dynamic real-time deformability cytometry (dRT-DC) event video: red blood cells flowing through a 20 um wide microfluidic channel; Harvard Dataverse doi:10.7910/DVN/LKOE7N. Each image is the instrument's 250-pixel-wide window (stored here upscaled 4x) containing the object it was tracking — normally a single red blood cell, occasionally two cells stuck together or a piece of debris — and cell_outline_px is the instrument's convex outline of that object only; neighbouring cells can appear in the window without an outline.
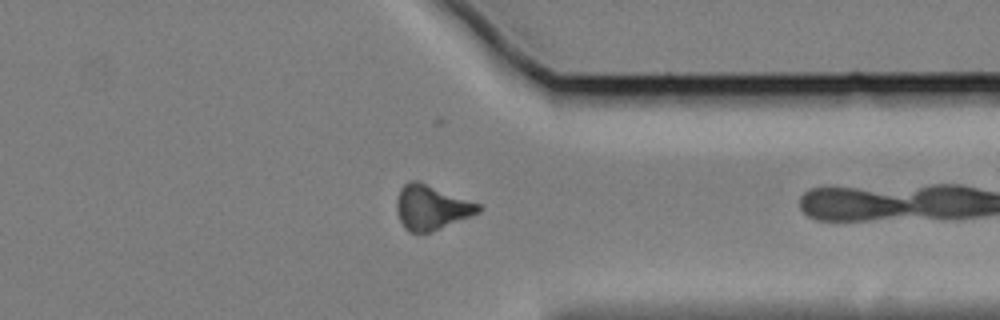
{"species": "Egyptian fruit bat (a non-hibernating species)", "species_latin": "Rousettus aegyptiacus", "temperature_condition": "cold", "stored_images_in_passage": 28, "camera_frame_rate_fps": 3000, "um_per_image_px": 0.085, "animal": {"sex": "female"}, "frame": {"image": 1, "passage_image": 27, "time_ms": 8.667, "image_size_px": [1000, 320], "cell_outline_px": [[484, 208], [480, 212], [472, 216], [428, 232], [408, 232], [404, 228], [396, 212], [396, 200], [400, 188], [408, 180], [416, 180], [480, 204]], "centroid_in_image_um": [36.65, 17.62], "position_along_channel_um": 374.8, "area_um2": 21.15}}